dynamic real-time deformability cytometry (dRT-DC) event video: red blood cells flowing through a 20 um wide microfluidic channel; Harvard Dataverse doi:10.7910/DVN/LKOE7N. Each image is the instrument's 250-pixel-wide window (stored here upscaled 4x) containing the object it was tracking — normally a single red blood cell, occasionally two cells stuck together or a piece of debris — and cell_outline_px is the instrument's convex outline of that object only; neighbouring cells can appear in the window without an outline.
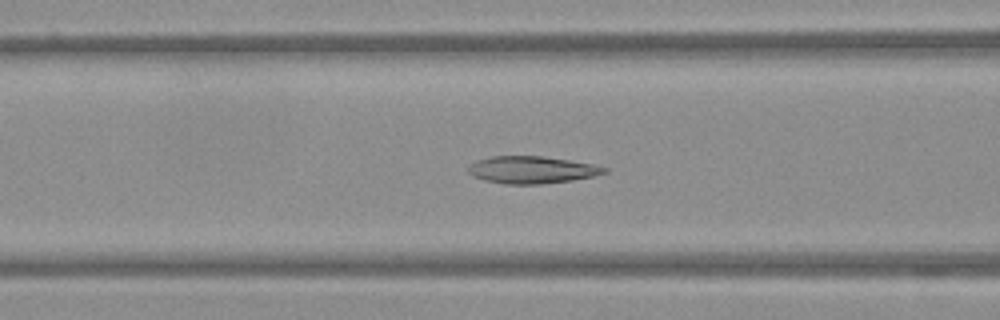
{"species": "Egyptian fruit bat (a non-hibernating species)", "species_latin": "Rousettus aegyptiacus", "temperature_condition": "warm", "stored_images_in_passage": 53, "camera_frame_rate_fps": 3000, "um_per_image_px": 0.085, "frame": {"image": 1, "passage_image": 21, "time_ms": 6.667, "image_size_px": [1000, 320], "cell_outline_px": [[608, 172], [592, 176], [572, 180], [540, 184], [504, 184], [484, 180], [472, 176], [468, 172], [468, 168], [476, 160], [492, 156], [540, 156], [568, 160], [592, 164], [608, 168]], "centroid_in_image_um": [45.18, 14.44], "position_along_channel_um": 121.4, "area_um2": 21.44}}
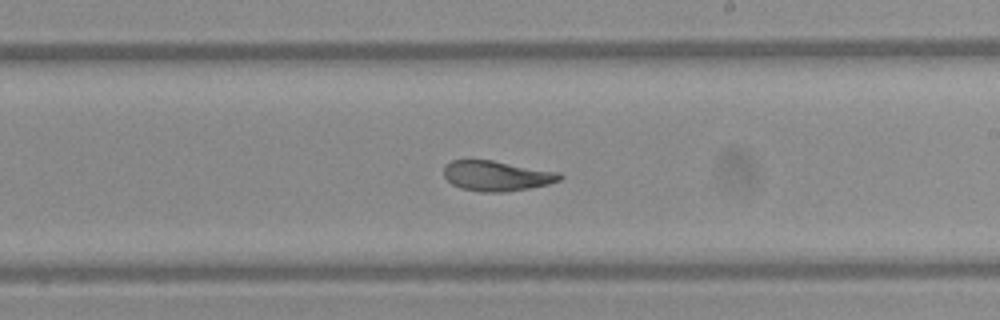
{"frame": {"image": 2, "passage_image": 31, "time_ms": 10.0, "image_size_px": [1000, 320], "cell_outline_px": [[564, 176], [560, 180], [548, 184], [528, 188], [504, 192], [480, 192], [460, 188], [452, 184], [444, 176], [444, 164], [452, 160], [492, 160], [560, 172]], "centroid_in_image_um": [42.21, 14.94], "position_along_channel_um": 246.8, "area_um2": 20.46}}
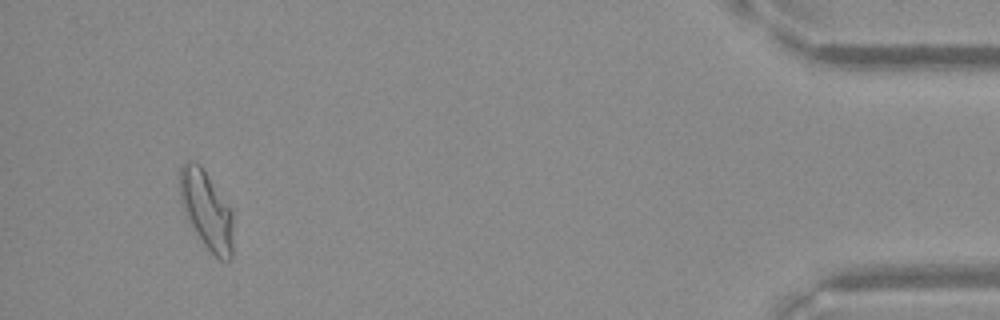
{"frame": {"image": 3, "passage_image": 50, "time_ms": 16.333, "image_size_px": [1000, 320], "cell_outline_px": [[232, 256], [228, 260], [220, 260], [204, 244], [196, 232], [184, 212], [180, 204], [180, 164], [184, 160], [196, 160], [200, 164], [232, 212]], "centroid_in_image_um": [17.52, 17.8], "position_along_channel_um": 417.7, "area_um2": 23.93}}